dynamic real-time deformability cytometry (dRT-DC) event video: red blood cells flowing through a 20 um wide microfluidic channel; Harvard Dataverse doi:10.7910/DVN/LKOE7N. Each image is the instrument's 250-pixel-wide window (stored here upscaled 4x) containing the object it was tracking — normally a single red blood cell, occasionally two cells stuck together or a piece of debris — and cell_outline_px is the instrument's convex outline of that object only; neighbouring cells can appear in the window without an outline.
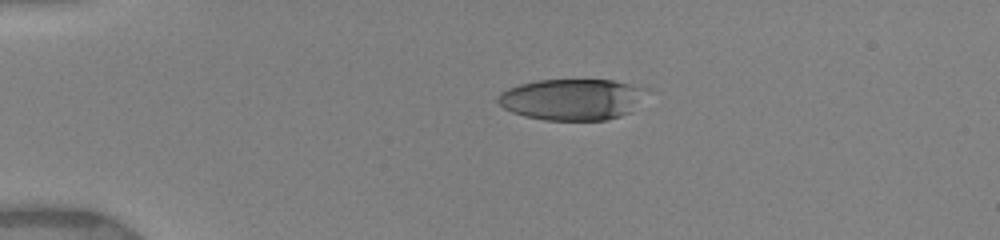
{"species": "human", "species_latin": "Homo sapiens", "temperature_condition": "warm", "stored_images_in_passage": 4, "camera_frame_rate_fps": 3000, "um_per_image_px": 0.085, "donor": {"sex": "female"}, "frame": {"image": 1, "passage_image": 1, "time_ms": 0.0, "image_size_px": [1000, 240], "cell_outline_px": [[648, 88], [628, 112], [620, 116], [608, 120], [544, 120], [524, 116], [512, 112], [504, 108], [496, 100], [496, 96], [500, 92], [508, 88], [520, 84], [536, 80], [612, 80]], "centroid_in_image_um": [48.54, 8.44], "position_along_channel_um": 36.5, "area_um2": 35.43}}